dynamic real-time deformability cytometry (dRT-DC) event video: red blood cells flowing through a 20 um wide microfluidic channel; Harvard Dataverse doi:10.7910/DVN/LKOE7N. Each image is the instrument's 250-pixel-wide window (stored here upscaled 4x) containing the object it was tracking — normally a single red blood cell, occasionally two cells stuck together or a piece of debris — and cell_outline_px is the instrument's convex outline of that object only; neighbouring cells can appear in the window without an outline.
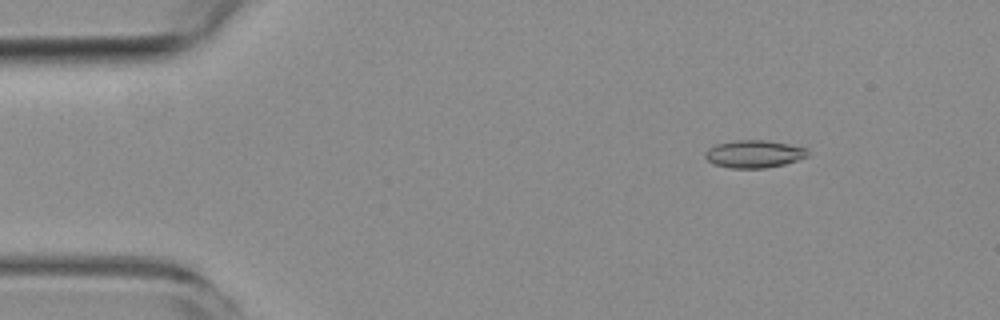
{"species": "common noctule bat (a hibernating species)", "species_latin": "Nyctalus noctula", "temperature_condition": "room temperature", "stored_images_in_passage": 1, "camera_frame_rate_fps": 3000, "um_per_image_px": 0.085, "animal": {"sex": "female", "body_mass_g": 19.3, "forearm_length_mm": 54.1}, "frame": {"image": 1, "passage_image": 1, "time_ms": 0.0, "image_size_px": [1000, 320], "cell_outline_px": [[808, 156], [784, 164], [764, 168], [732, 168], [716, 164], [708, 160], [704, 156], [704, 152], [708, 148], [716, 144], [740, 140], [764, 140], [788, 144], [808, 148]], "centroid_in_image_um": [64.1, 13.08], "position_along_channel_um": 20.9, "area_um2": 16.3}}